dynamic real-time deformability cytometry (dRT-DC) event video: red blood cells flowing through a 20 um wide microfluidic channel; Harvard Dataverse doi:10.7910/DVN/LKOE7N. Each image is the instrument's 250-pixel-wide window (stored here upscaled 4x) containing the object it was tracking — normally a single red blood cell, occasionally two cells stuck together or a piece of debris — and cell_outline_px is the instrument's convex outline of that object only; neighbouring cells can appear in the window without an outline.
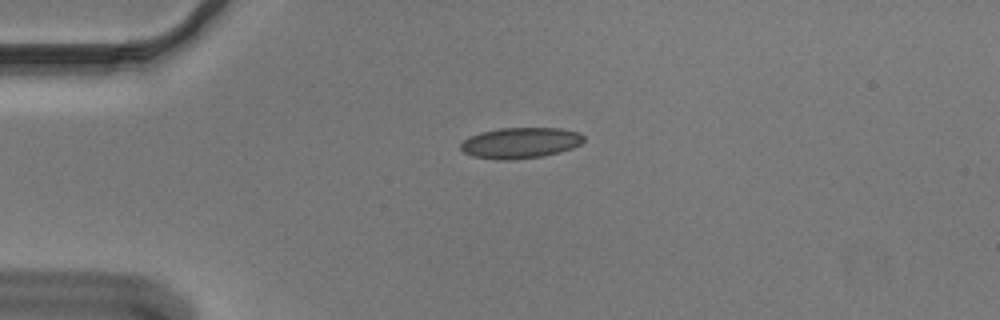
{"species": "Egyptian fruit bat (a non-hibernating species)", "species_latin": "Rousettus aegyptiacus", "temperature_condition": "cold", "stored_images_in_passage": 43, "camera_frame_rate_fps": 3000, "um_per_image_px": 0.085, "animal": {"sex": "male"}, "frame": {"image": 1, "passage_image": 2, "time_ms": 0.333, "image_size_px": [1000, 320], "cell_outline_px": [[584, 140], [580, 144], [572, 148], [560, 152], [544, 156], [508, 160], [500, 160], [472, 156], [464, 152], [460, 148], [460, 144], [468, 136], [480, 132], [500, 128], [560, 128], [580, 132], [584, 136]], "centroid_in_image_um": [44.23, 12.14], "position_along_channel_um": 40.8, "area_um2": 22.25}}
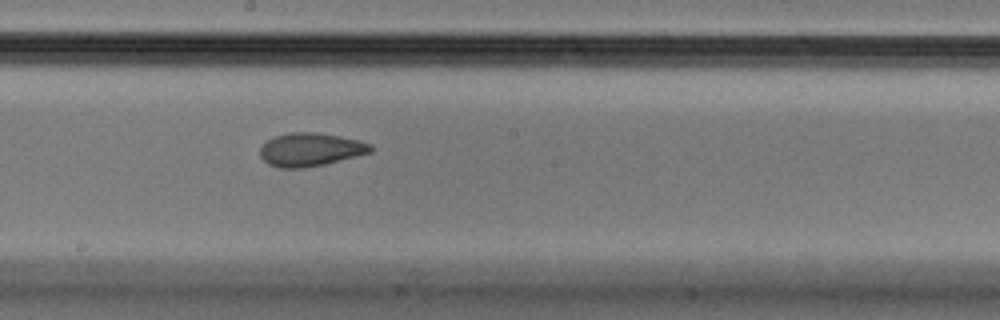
{"frame": {"image": 2, "passage_image": 19, "time_ms": 6.0, "image_size_px": [1000, 320], "cell_outline_px": [[372, 152], [324, 164], [304, 168], [280, 168], [268, 164], [260, 156], [260, 148], [272, 136], [288, 132], [316, 132], [340, 136], [360, 140], [372, 144]], "centroid_in_image_um": [26.38, 12.7], "position_along_channel_um": 221.8, "area_um2": 21.56}}
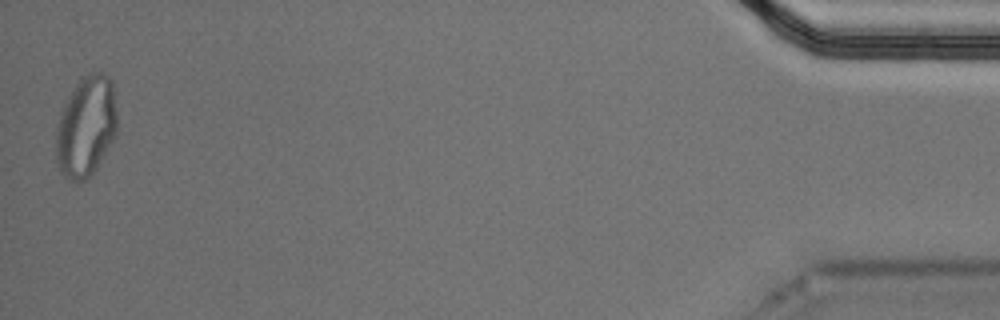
{"frame": {"image": 3, "passage_image": 43, "time_ms": 14.0, "image_size_px": [1000, 320], "cell_outline_px": [[116, 136], [104, 156], [96, 168], [84, 180], [68, 180], [60, 172], [56, 160], [56, 128], [60, 112], [68, 96], [80, 76], [88, 72], [104, 72], [112, 80], [116, 112]], "centroid_in_image_um": [7.31, 10.71], "position_along_channel_um": 427.9, "area_um2": 36.18}, "authors_computed_cell_mechanics": {"area_um2": 22.0796, "velocity_mm_per_s": 3.6704, "shape_relaxation_time_tau1_ms": 10.8934, "shape_relaxation_time_tau2_ms": 1.8965, "deformation_change_tau1": 0.1682, "deformation_change_tau2": 0.0802}}